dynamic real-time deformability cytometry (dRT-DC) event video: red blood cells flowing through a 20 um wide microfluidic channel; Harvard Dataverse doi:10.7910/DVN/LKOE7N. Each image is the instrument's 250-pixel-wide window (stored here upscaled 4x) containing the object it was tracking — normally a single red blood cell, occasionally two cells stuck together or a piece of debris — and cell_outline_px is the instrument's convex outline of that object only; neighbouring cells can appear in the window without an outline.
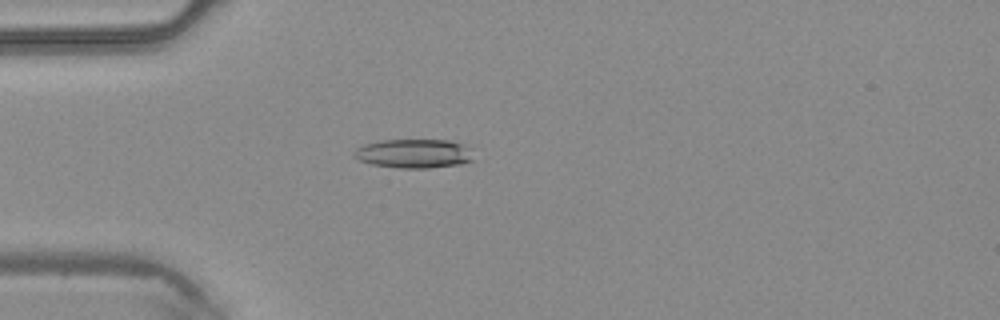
{"species": "common noctule bat (a hibernating species)", "species_latin": "Nyctalus noctula", "temperature_condition": "warm", "stored_images_in_passage": 2, "camera_frame_rate_fps": 3000, "um_per_image_px": 0.085, "animal": {"sex": "male", "body_mass_g": 20.4}, "frame": {"image": 1, "passage_image": 2, "time_ms": 0.333, "image_size_px": [1000, 320], "cell_outline_px": [[476, 160], [460, 164], [428, 168], [400, 168], [372, 164], [360, 160], [352, 156], [352, 152], [356, 148], [364, 144], [380, 140], [448, 140], [464, 144], [472, 148]], "centroid_in_image_um": [35.23, 13.05], "position_along_channel_um": 49.8, "area_um2": 20.58}}